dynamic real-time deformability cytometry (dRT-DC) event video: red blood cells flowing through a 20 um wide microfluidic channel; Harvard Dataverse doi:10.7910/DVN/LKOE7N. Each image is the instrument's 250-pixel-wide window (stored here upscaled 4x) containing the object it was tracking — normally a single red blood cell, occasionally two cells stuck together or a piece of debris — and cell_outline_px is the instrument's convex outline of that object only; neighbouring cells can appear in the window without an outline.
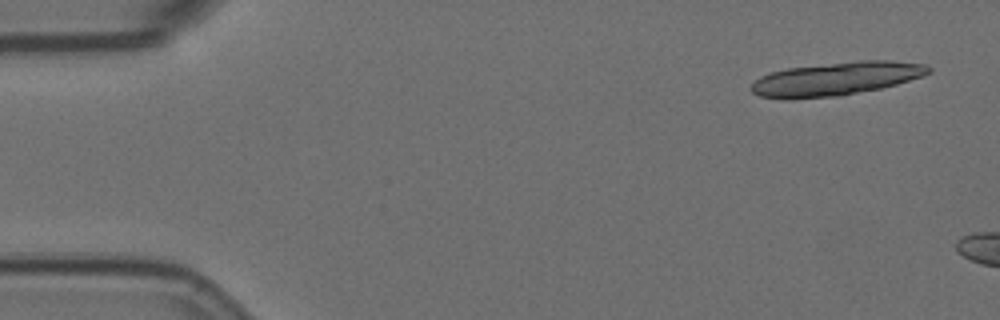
{"species": "Egyptian fruit bat (a non-hibernating species)", "species_latin": "Rousettus aegyptiacus", "temperature_condition": "room temperature", "stored_images_in_passage": 3, "camera_frame_rate_fps": 3000, "um_per_image_px": 0.085, "animal": {"sex": "female"}, "frame": {"image": 1, "passage_image": 1, "time_ms": 0.0, "image_size_px": [1000, 320], "cell_outline_px": [[932, 72], [896, 84], [880, 88], [840, 96], [788, 100], [780, 100], [760, 96], [752, 92], [748, 88], [760, 76], [772, 72], [788, 68], [860, 60], [888, 60], [928, 64], [932, 68]], "centroid_in_image_um": [71.03, 6.71], "position_along_channel_um": 14.0, "area_um2": 34.74}}